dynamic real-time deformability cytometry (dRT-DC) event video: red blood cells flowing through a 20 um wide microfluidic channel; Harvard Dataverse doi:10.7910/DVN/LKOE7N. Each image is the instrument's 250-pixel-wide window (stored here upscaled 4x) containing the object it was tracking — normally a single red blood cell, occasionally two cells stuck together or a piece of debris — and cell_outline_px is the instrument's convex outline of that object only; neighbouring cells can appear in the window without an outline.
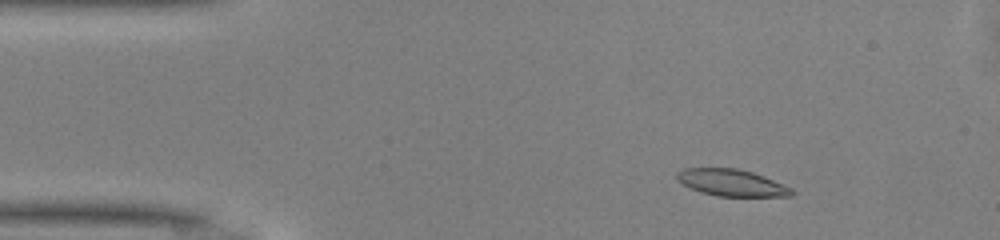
{"species": "common noctule bat (a hibernating species)", "species_latin": "Nyctalus noctula", "temperature_condition": "warm", "stored_images_in_passage": 43, "camera_frame_rate_fps": 3000, "um_per_image_px": 0.085, "animal": {"sex": "male", "body_mass_g": 13.0, "forearm_length_mm": 53.1}, "frame": {"image": 1, "passage_image": 1, "time_ms": 0.0, "image_size_px": [1000, 240], "cell_outline_px": [[796, 192], [792, 196], [716, 196], [700, 192], [684, 184], [676, 176], [676, 172], [684, 168], [736, 168], [752, 172], [764, 176], [792, 188]], "centroid_in_image_um": [62.22, 15.53], "position_along_channel_um": 22.8, "area_um2": 17.8}}
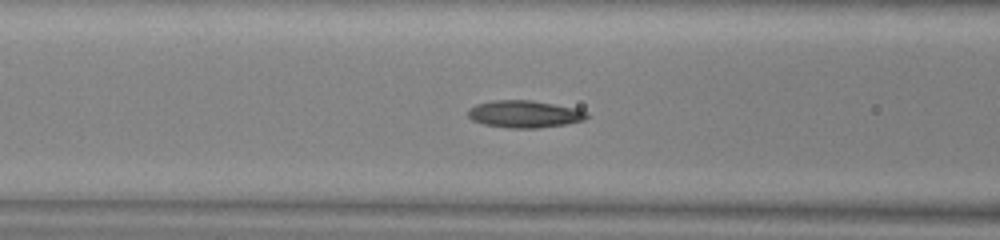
{"frame": {"image": 2, "passage_image": 13, "time_ms": 4.0, "image_size_px": [1000, 240], "cell_outline_px": [[588, 116], [584, 120], [564, 124], [536, 128], [508, 128], [484, 124], [472, 120], [468, 116], [468, 108], [476, 104], [492, 100], [532, 100], [576, 108], [588, 112]], "centroid_in_image_um": [44.56, 9.69], "position_along_channel_um": 122.0, "area_um2": 18.84}}
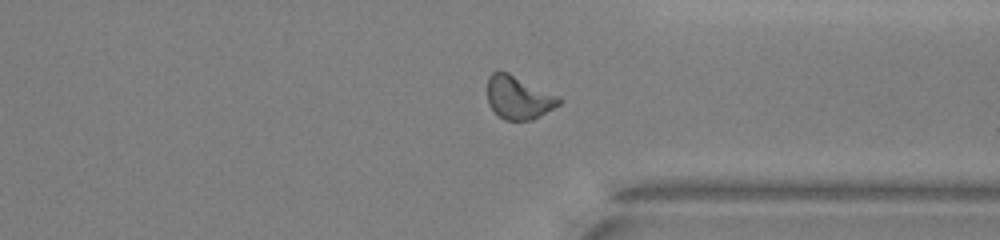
{"frame": {"image": 3, "passage_image": 31, "time_ms": 10.0, "image_size_px": [1000, 240], "cell_outline_px": [[564, 100], [560, 104], [540, 116], [532, 120], [504, 120], [488, 104], [488, 76], [492, 72], [508, 72], [560, 96]], "centroid_in_image_um": [44.11, 8.29], "position_along_channel_um": 367.3, "area_um2": 18.03}, "authors_computed_cell_mechanics": {"area_um2": 18.0336, "velocity_mm_per_s": 4.1251, "shape_relaxation_time_tau1_ms": 9.515, "shape_relaxation_time_tau2_ms": 2.9426, "deformation_change_tau1": 0.2341, "deformation_change_tau2": 0.1005}}